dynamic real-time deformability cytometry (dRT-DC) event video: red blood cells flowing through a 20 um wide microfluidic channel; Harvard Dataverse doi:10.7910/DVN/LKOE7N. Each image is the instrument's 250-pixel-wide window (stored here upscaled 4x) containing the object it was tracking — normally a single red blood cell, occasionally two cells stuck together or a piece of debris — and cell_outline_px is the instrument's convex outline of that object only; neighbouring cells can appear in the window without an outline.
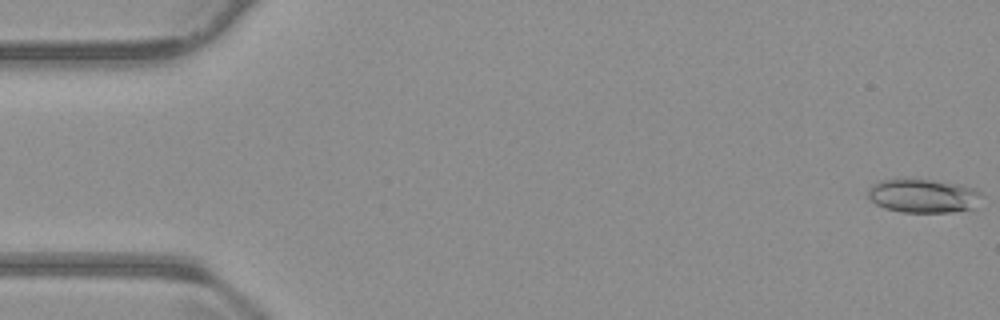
{"species": "common noctule bat (a hibernating species)", "species_latin": "Nyctalus noctula", "temperature_condition": "warm", "stored_images_in_passage": 16, "camera_frame_rate_fps": 3000, "um_per_image_px": 0.085, "animal": {"sex": "male", "body_mass_g": 23.1, "forearm_length_mm": 52.7}, "frame": {"image": 1, "passage_image": 1, "time_ms": 0.0, "image_size_px": [1000, 320], "cell_outline_px": [[984, 196], [976, 208], [952, 212], [900, 212], [884, 208], [876, 204], [868, 196], [868, 188], [872, 184], [880, 180], [900, 176], [932, 180], [960, 184], [972, 188], [980, 192]], "centroid_in_image_um": [78.46, 16.62], "position_along_channel_um": 6.5, "area_um2": 23.18}}
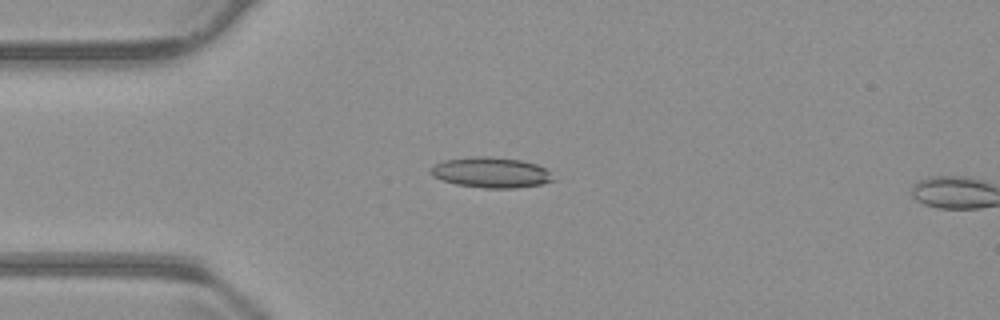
{"frame": {"image": 2, "passage_image": 14, "time_ms": 4.333, "image_size_px": [1000, 320], "cell_outline_px": [[556, 180], [540, 184], [516, 188], [484, 188], [456, 184], [432, 176], [428, 172], [428, 168], [432, 164], [444, 160], [472, 156], [488, 156], [520, 160], [536, 164], [544, 168]], "centroid_in_image_um": [41.67, 14.65], "position_along_channel_um": 43.3, "area_um2": 21.85}}